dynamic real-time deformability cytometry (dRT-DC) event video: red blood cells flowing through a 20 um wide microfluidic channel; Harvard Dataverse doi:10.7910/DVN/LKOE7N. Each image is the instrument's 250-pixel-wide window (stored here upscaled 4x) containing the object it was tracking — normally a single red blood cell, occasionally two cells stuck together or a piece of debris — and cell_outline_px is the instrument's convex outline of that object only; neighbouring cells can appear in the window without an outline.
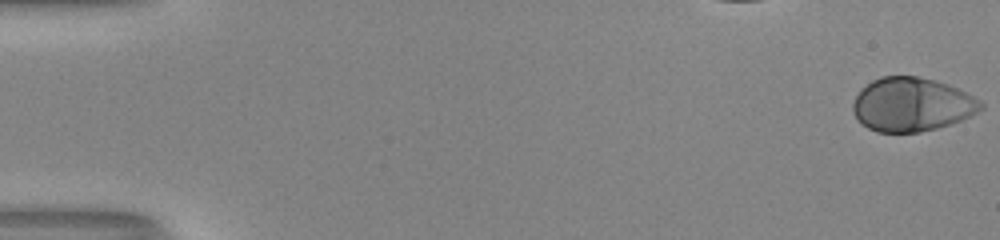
{"species": "human", "species_latin": "Homo sapiens", "temperature_condition": "room temperature", "stored_images_in_passage": 54, "camera_frame_rate_fps": 3000, "um_per_image_px": 0.085, "donor": {"sex": "male"}, "frame": {"image": 1, "passage_image": 1, "time_ms": 0.0, "image_size_px": [1000, 240], "cell_outline_px": [[984, 108], [952, 124], [920, 132], [876, 132], [860, 124], [856, 120], [852, 112], [852, 104], [860, 88], [872, 80], [880, 76], [916, 76], [936, 80], [948, 84], [980, 100], [984, 104]], "centroid_in_image_um": [77.45, 8.88], "position_along_channel_um": 7.5, "area_um2": 40.34}}
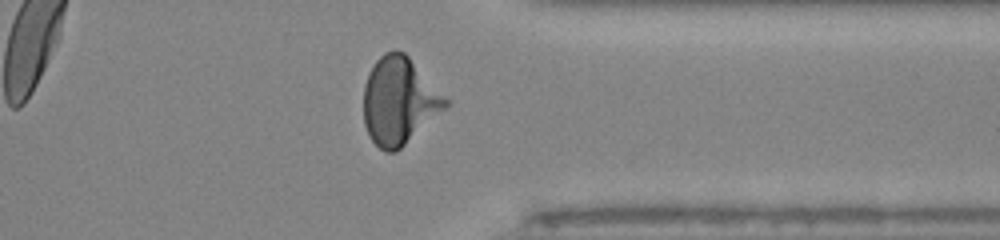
{"frame": {"image": 2, "passage_image": 43, "time_ms": 14.0, "image_size_px": [1000, 240], "cell_outline_px": [[448, 104], [444, 108], [396, 152], [384, 152], [368, 136], [364, 124], [364, 84], [376, 60], [384, 52], [396, 48], [404, 52], [408, 56], [448, 100]], "centroid_in_image_um": [33.88, 8.57], "position_along_channel_um": 377.5, "area_um2": 40.92}}
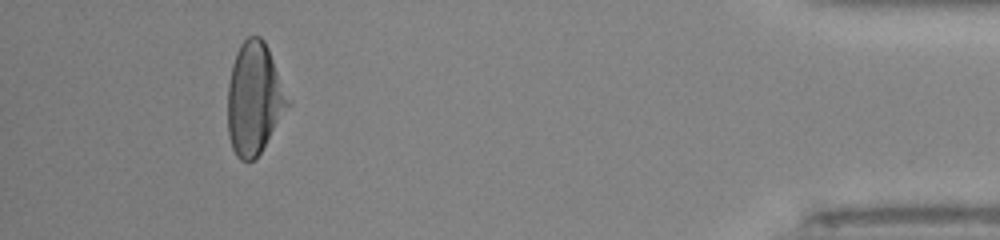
{"frame": {"image": 3, "passage_image": 50, "time_ms": 16.333, "image_size_px": [1000, 240], "cell_outline_px": [[292, 104], [260, 152], [252, 160], [240, 160], [236, 156], [232, 148], [228, 136], [228, 84], [232, 64], [236, 52], [240, 44], [248, 36], [260, 36], [264, 40], [268, 48]], "centroid_in_image_um": [21.62, 8.38], "position_along_channel_um": 413.6, "area_um2": 39.36}, "authors_computed_cell_mechanics": {"area_um2": 39.9976, "velocity_mm_per_s": 3.9929, "shape_relaxation_time_tau1_ms": 3.1989, "shape_relaxation_time_tau2_ms": null, "deformation_change_tau1": 0.2064, "deformation_change_tau2": null}}